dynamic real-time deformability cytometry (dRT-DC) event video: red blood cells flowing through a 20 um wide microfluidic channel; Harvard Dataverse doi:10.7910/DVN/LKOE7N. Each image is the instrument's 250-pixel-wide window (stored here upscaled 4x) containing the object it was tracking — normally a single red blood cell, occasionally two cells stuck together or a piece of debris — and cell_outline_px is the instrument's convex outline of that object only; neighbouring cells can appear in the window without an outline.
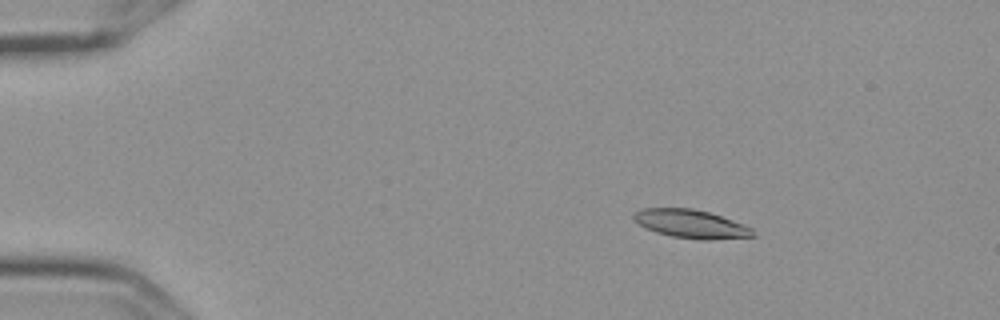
{"species": "Egyptian fruit bat (a non-hibernating species)", "species_latin": "Rousettus aegyptiacus", "temperature_condition": "cold", "stored_images_in_passage": 7, "camera_frame_rate_fps": 3000, "um_per_image_px": 0.085, "frame": {"image": 1, "passage_image": 3, "time_ms": 0.667, "image_size_px": [1000, 320], "cell_outline_px": [[756, 236], [708, 240], [700, 240], [672, 236], [656, 232], [644, 228], [632, 220], [632, 212], [640, 208], [692, 208], [708, 212], [732, 220], [752, 228]], "centroid_in_image_um": [58.66, 19.03], "position_along_channel_um": 26.3, "area_um2": 19.88}}
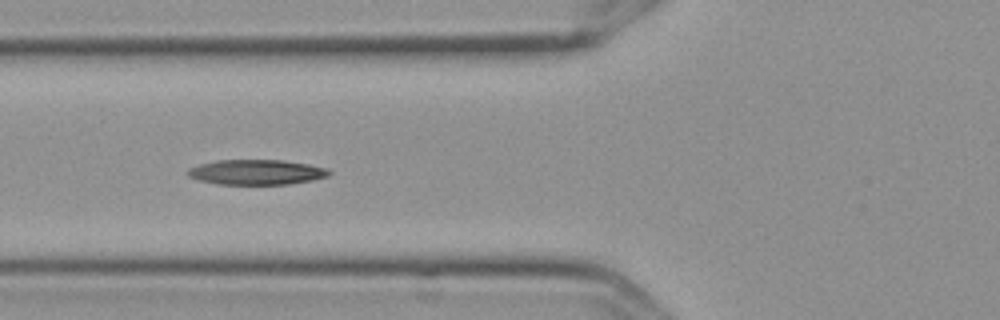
{"frame": {"image": 2, "passage_image": 6, "time_ms": 1.667, "image_size_px": [1000, 320], "cell_outline_px": [[332, 172], [328, 176], [312, 180], [288, 184], [216, 184], [200, 180], [188, 176], [184, 172], [188, 168], [200, 164], [216, 160], [284, 160], [308, 164], [328, 168]], "centroid_in_image_um": [21.78, 14.63], "position_along_channel_um": 104.0, "area_um2": 20.75}}
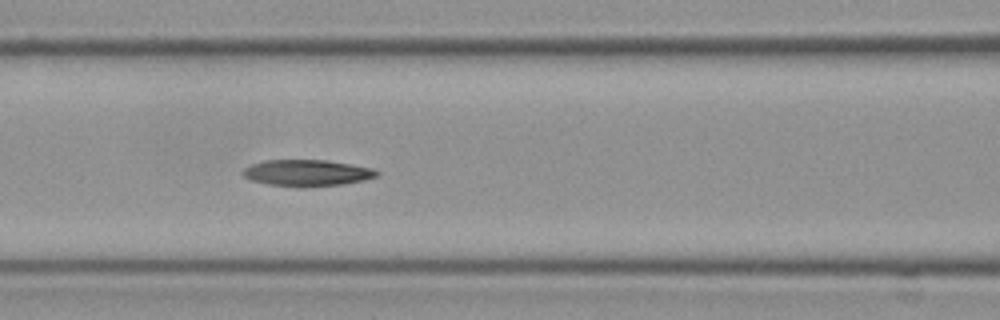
{"frame": {"image": 3, "passage_image": 7, "time_ms": 2.0, "image_size_px": [1000, 320], "cell_outline_px": [[380, 172], [376, 176], [364, 180], [340, 184], [268, 184], [252, 180], [244, 176], [240, 172], [244, 168], [252, 164], [264, 160], [328, 160], [372, 168]], "centroid_in_image_um": [26.08, 14.64], "position_along_channel_um": 140.5, "area_um2": 19.59}}